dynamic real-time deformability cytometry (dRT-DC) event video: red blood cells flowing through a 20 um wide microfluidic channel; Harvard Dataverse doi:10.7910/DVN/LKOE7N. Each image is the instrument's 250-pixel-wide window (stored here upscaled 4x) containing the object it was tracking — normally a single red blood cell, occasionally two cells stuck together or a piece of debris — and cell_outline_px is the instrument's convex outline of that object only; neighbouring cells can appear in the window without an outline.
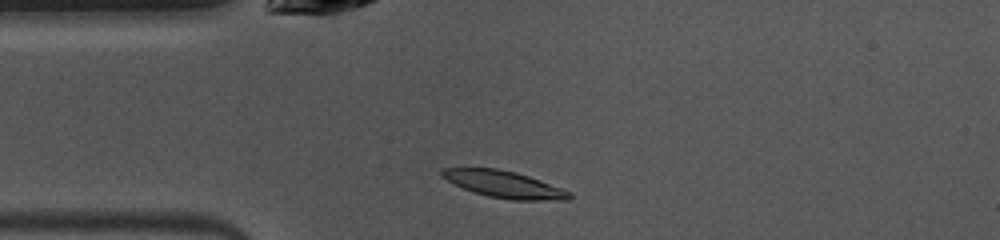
{"species": "common noctule bat (a hibernating species)", "species_latin": "Nyctalus noctula", "temperature_condition": "warm", "stored_images_in_passage": 39, "camera_frame_rate_fps": 3000, "um_per_image_px": 0.085, "animal": {"sex": "female", "body_mass_g": 10.0, "forearm_length_mm": 53.1}, "frame": {"image": 1, "passage_image": 1, "time_ms": 0.0, "image_size_px": [1000, 240], "cell_outline_px": [[572, 196], [568, 200], [512, 200], [488, 196], [472, 192], [440, 176], [440, 168], [496, 168], [516, 172], [528, 176], [572, 192]], "centroid_in_image_um": [42.84, 15.67], "position_along_channel_um": 42.2, "area_um2": 19.83}}
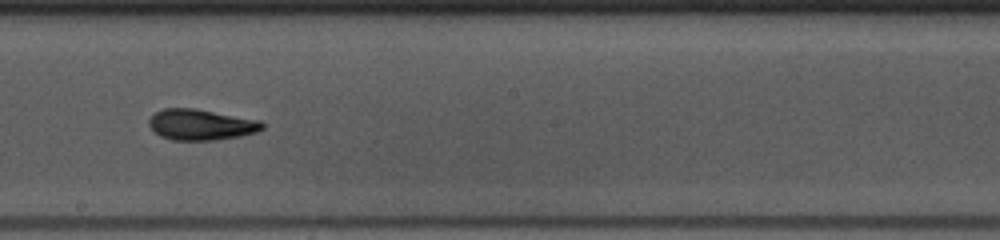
{"frame": {"image": 2, "passage_image": 16, "time_ms": 5.0, "image_size_px": [1000, 240], "cell_outline_px": [[264, 128], [256, 132], [240, 136], [216, 140], [172, 140], [160, 136], [148, 124], [148, 120], [156, 112], [164, 108], [196, 108], [260, 120], [264, 124]], "centroid_in_image_um": [17.1, 10.59], "position_along_channel_um": 231.1, "area_um2": 20.4}}
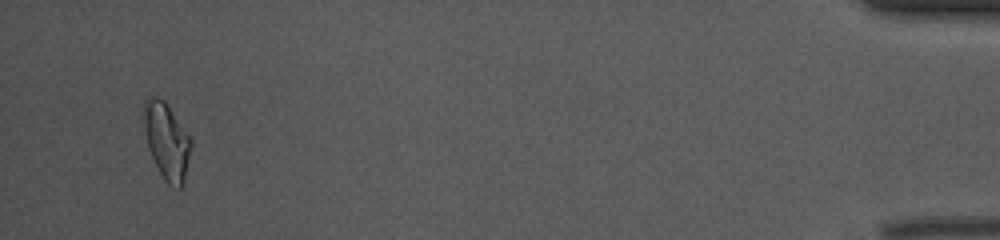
{"frame": {"image": 3, "passage_image": 37, "time_ms": 12.0, "image_size_px": [1000, 240], "cell_outline_px": [[192, 144], [184, 180], [180, 188], [168, 184], [164, 180], [148, 148], [144, 132], [144, 100], [148, 96], [164, 100], [192, 140]], "centroid_in_image_um": [14.16, 11.98], "position_along_channel_um": 421.0, "area_um2": 20.63}, "authors_computed_cell_mechanics": {"area_um2": 19.8832, "velocity_mm_per_s": 3.9709, "shape_relaxation_time_tau1_ms": 3.6476, "shape_relaxation_time_tau2_ms": 3.3115, "deformation_change_tau1": 0.1571, "deformation_change_tau2": 0.0808}}